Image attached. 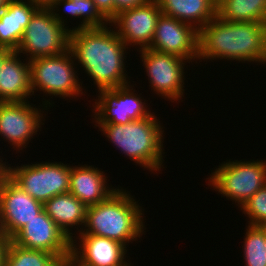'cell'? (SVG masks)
Wrapping results in <instances>:
<instances>
[{
  "label": "cell",
  "mask_w": 266,
  "mask_h": 266,
  "mask_svg": "<svg viewBox=\"0 0 266 266\" xmlns=\"http://www.w3.org/2000/svg\"><path fill=\"white\" fill-rule=\"evenodd\" d=\"M63 266H74L70 261L65 263Z\"/></svg>",
  "instance_id": "33"
},
{
  "label": "cell",
  "mask_w": 266,
  "mask_h": 266,
  "mask_svg": "<svg viewBox=\"0 0 266 266\" xmlns=\"http://www.w3.org/2000/svg\"><path fill=\"white\" fill-rule=\"evenodd\" d=\"M39 3H41L42 5H47L51 0H35Z\"/></svg>",
  "instance_id": "32"
},
{
  "label": "cell",
  "mask_w": 266,
  "mask_h": 266,
  "mask_svg": "<svg viewBox=\"0 0 266 266\" xmlns=\"http://www.w3.org/2000/svg\"><path fill=\"white\" fill-rule=\"evenodd\" d=\"M265 247H266V226H265Z\"/></svg>",
  "instance_id": "35"
},
{
  "label": "cell",
  "mask_w": 266,
  "mask_h": 266,
  "mask_svg": "<svg viewBox=\"0 0 266 266\" xmlns=\"http://www.w3.org/2000/svg\"><path fill=\"white\" fill-rule=\"evenodd\" d=\"M22 60L16 51L3 60L0 67V102L28 101L27 98L33 95L29 61L24 59V63Z\"/></svg>",
  "instance_id": "19"
},
{
  "label": "cell",
  "mask_w": 266,
  "mask_h": 266,
  "mask_svg": "<svg viewBox=\"0 0 266 266\" xmlns=\"http://www.w3.org/2000/svg\"><path fill=\"white\" fill-rule=\"evenodd\" d=\"M95 126L131 161L152 173L161 171L164 166V127L153 112L149 117L124 125L108 123Z\"/></svg>",
  "instance_id": "4"
},
{
  "label": "cell",
  "mask_w": 266,
  "mask_h": 266,
  "mask_svg": "<svg viewBox=\"0 0 266 266\" xmlns=\"http://www.w3.org/2000/svg\"><path fill=\"white\" fill-rule=\"evenodd\" d=\"M7 163V165H6ZM3 171L26 193L44 204L52 197L69 192L71 166L62 162H40L10 166Z\"/></svg>",
  "instance_id": "7"
},
{
  "label": "cell",
  "mask_w": 266,
  "mask_h": 266,
  "mask_svg": "<svg viewBox=\"0 0 266 266\" xmlns=\"http://www.w3.org/2000/svg\"><path fill=\"white\" fill-rule=\"evenodd\" d=\"M41 6L35 0H8L0 12V47L16 51L27 24Z\"/></svg>",
  "instance_id": "17"
},
{
  "label": "cell",
  "mask_w": 266,
  "mask_h": 266,
  "mask_svg": "<svg viewBox=\"0 0 266 266\" xmlns=\"http://www.w3.org/2000/svg\"><path fill=\"white\" fill-rule=\"evenodd\" d=\"M198 38L199 31L193 26L161 13L149 48L192 63L198 60Z\"/></svg>",
  "instance_id": "15"
},
{
  "label": "cell",
  "mask_w": 266,
  "mask_h": 266,
  "mask_svg": "<svg viewBox=\"0 0 266 266\" xmlns=\"http://www.w3.org/2000/svg\"><path fill=\"white\" fill-rule=\"evenodd\" d=\"M78 235L72 240L70 262L74 266H131L125 259L127 247L118 241L91 234Z\"/></svg>",
  "instance_id": "16"
},
{
  "label": "cell",
  "mask_w": 266,
  "mask_h": 266,
  "mask_svg": "<svg viewBox=\"0 0 266 266\" xmlns=\"http://www.w3.org/2000/svg\"><path fill=\"white\" fill-rule=\"evenodd\" d=\"M128 83L123 86L98 90L92 112L96 124H126L149 117L152 113L146 100ZM142 98V99H141ZM144 100V102H143Z\"/></svg>",
  "instance_id": "9"
},
{
  "label": "cell",
  "mask_w": 266,
  "mask_h": 266,
  "mask_svg": "<svg viewBox=\"0 0 266 266\" xmlns=\"http://www.w3.org/2000/svg\"><path fill=\"white\" fill-rule=\"evenodd\" d=\"M139 52L143 66L146 68L151 90L171 102L181 100L185 93L183 89L185 87L184 68L189 61L177 55L150 48L139 50Z\"/></svg>",
  "instance_id": "10"
},
{
  "label": "cell",
  "mask_w": 266,
  "mask_h": 266,
  "mask_svg": "<svg viewBox=\"0 0 266 266\" xmlns=\"http://www.w3.org/2000/svg\"><path fill=\"white\" fill-rule=\"evenodd\" d=\"M244 238L245 266H266L265 226H246Z\"/></svg>",
  "instance_id": "25"
},
{
  "label": "cell",
  "mask_w": 266,
  "mask_h": 266,
  "mask_svg": "<svg viewBox=\"0 0 266 266\" xmlns=\"http://www.w3.org/2000/svg\"><path fill=\"white\" fill-rule=\"evenodd\" d=\"M12 51H10L9 49L0 47V67L1 64L3 62V60L11 53Z\"/></svg>",
  "instance_id": "30"
},
{
  "label": "cell",
  "mask_w": 266,
  "mask_h": 266,
  "mask_svg": "<svg viewBox=\"0 0 266 266\" xmlns=\"http://www.w3.org/2000/svg\"><path fill=\"white\" fill-rule=\"evenodd\" d=\"M149 0H114L115 16L123 10L139 7L146 4Z\"/></svg>",
  "instance_id": "28"
},
{
  "label": "cell",
  "mask_w": 266,
  "mask_h": 266,
  "mask_svg": "<svg viewBox=\"0 0 266 266\" xmlns=\"http://www.w3.org/2000/svg\"><path fill=\"white\" fill-rule=\"evenodd\" d=\"M161 13L157 1L149 0L142 6L120 11L109 26H115L113 28L127 47L137 45L142 50L150 47Z\"/></svg>",
  "instance_id": "14"
},
{
  "label": "cell",
  "mask_w": 266,
  "mask_h": 266,
  "mask_svg": "<svg viewBox=\"0 0 266 266\" xmlns=\"http://www.w3.org/2000/svg\"><path fill=\"white\" fill-rule=\"evenodd\" d=\"M234 161L222 162L206 179L213 190L235 201L241 208L266 185V161Z\"/></svg>",
  "instance_id": "6"
},
{
  "label": "cell",
  "mask_w": 266,
  "mask_h": 266,
  "mask_svg": "<svg viewBox=\"0 0 266 266\" xmlns=\"http://www.w3.org/2000/svg\"><path fill=\"white\" fill-rule=\"evenodd\" d=\"M65 263L52 253L27 249L11 241L7 247L4 266H63Z\"/></svg>",
  "instance_id": "24"
},
{
  "label": "cell",
  "mask_w": 266,
  "mask_h": 266,
  "mask_svg": "<svg viewBox=\"0 0 266 266\" xmlns=\"http://www.w3.org/2000/svg\"><path fill=\"white\" fill-rule=\"evenodd\" d=\"M75 61L70 49L56 56L30 60L33 95L36 91H42L45 95L63 97V99L82 96L84 88L77 76L79 74L74 69L76 68Z\"/></svg>",
  "instance_id": "5"
},
{
  "label": "cell",
  "mask_w": 266,
  "mask_h": 266,
  "mask_svg": "<svg viewBox=\"0 0 266 266\" xmlns=\"http://www.w3.org/2000/svg\"><path fill=\"white\" fill-rule=\"evenodd\" d=\"M43 209L72 240L74 239L73 235H76L72 233V228L76 229L77 226L78 232L82 231L85 224L87 206L70 192L56 195L47 200L43 204ZM80 225H82L81 228Z\"/></svg>",
  "instance_id": "20"
},
{
  "label": "cell",
  "mask_w": 266,
  "mask_h": 266,
  "mask_svg": "<svg viewBox=\"0 0 266 266\" xmlns=\"http://www.w3.org/2000/svg\"><path fill=\"white\" fill-rule=\"evenodd\" d=\"M8 0H0V12L6 7Z\"/></svg>",
  "instance_id": "31"
},
{
  "label": "cell",
  "mask_w": 266,
  "mask_h": 266,
  "mask_svg": "<svg viewBox=\"0 0 266 266\" xmlns=\"http://www.w3.org/2000/svg\"><path fill=\"white\" fill-rule=\"evenodd\" d=\"M110 28L104 26L70 31L69 49L80 67L97 85V90L130 83L125 70L128 47L116 30Z\"/></svg>",
  "instance_id": "1"
},
{
  "label": "cell",
  "mask_w": 266,
  "mask_h": 266,
  "mask_svg": "<svg viewBox=\"0 0 266 266\" xmlns=\"http://www.w3.org/2000/svg\"><path fill=\"white\" fill-rule=\"evenodd\" d=\"M99 12L110 22L115 17L114 0H92Z\"/></svg>",
  "instance_id": "27"
},
{
  "label": "cell",
  "mask_w": 266,
  "mask_h": 266,
  "mask_svg": "<svg viewBox=\"0 0 266 266\" xmlns=\"http://www.w3.org/2000/svg\"><path fill=\"white\" fill-rule=\"evenodd\" d=\"M10 241L23 248L52 253L64 263L71 260L72 239L47 215L44 209L27 222Z\"/></svg>",
  "instance_id": "12"
},
{
  "label": "cell",
  "mask_w": 266,
  "mask_h": 266,
  "mask_svg": "<svg viewBox=\"0 0 266 266\" xmlns=\"http://www.w3.org/2000/svg\"><path fill=\"white\" fill-rule=\"evenodd\" d=\"M105 175L92 165H71L69 192L87 207L96 205L117 190L109 187Z\"/></svg>",
  "instance_id": "18"
},
{
  "label": "cell",
  "mask_w": 266,
  "mask_h": 266,
  "mask_svg": "<svg viewBox=\"0 0 266 266\" xmlns=\"http://www.w3.org/2000/svg\"><path fill=\"white\" fill-rule=\"evenodd\" d=\"M29 102H0V136L18 152L28 146L46 120L44 111Z\"/></svg>",
  "instance_id": "13"
},
{
  "label": "cell",
  "mask_w": 266,
  "mask_h": 266,
  "mask_svg": "<svg viewBox=\"0 0 266 266\" xmlns=\"http://www.w3.org/2000/svg\"><path fill=\"white\" fill-rule=\"evenodd\" d=\"M52 12L53 17L61 23L66 25L67 21L60 15V11L63 9L64 14H70L72 18L82 17V24L80 23L71 30L84 29V28H99L109 25L110 23L96 8L95 3L92 0H51L46 5ZM61 6V8H60ZM63 6V7H62ZM60 9V10H59ZM59 11V12H58ZM58 12V13H57ZM65 21V22H64Z\"/></svg>",
  "instance_id": "22"
},
{
  "label": "cell",
  "mask_w": 266,
  "mask_h": 266,
  "mask_svg": "<svg viewBox=\"0 0 266 266\" xmlns=\"http://www.w3.org/2000/svg\"><path fill=\"white\" fill-rule=\"evenodd\" d=\"M198 60L266 61V24L229 22L215 16L199 30ZM202 59V60H201Z\"/></svg>",
  "instance_id": "2"
},
{
  "label": "cell",
  "mask_w": 266,
  "mask_h": 266,
  "mask_svg": "<svg viewBox=\"0 0 266 266\" xmlns=\"http://www.w3.org/2000/svg\"><path fill=\"white\" fill-rule=\"evenodd\" d=\"M240 209L250 219L248 225L266 226V185L259 189Z\"/></svg>",
  "instance_id": "26"
},
{
  "label": "cell",
  "mask_w": 266,
  "mask_h": 266,
  "mask_svg": "<svg viewBox=\"0 0 266 266\" xmlns=\"http://www.w3.org/2000/svg\"><path fill=\"white\" fill-rule=\"evenodd\" d=\"M5 162H3L2 158H0V166L3 168Z\"/></svg>",
  "instance_id": "34"
},
{
  "label": "cell",
  "mask_w": 266,
  "mask_h": 266,
  "mask_svg": "<svg viewBox=\"0 0 266 266\" xmlns=\"http://www.w3.org/2000/svg\"><path fill=\"white\" fill-rule=\"evenodd\" d=\"M10 239L0 233V266H4L7 247Z\"/></svg>",
  "instance_id": "29"
},
{
  "label": "cell",
  "mask_w": 266,
  "mask_h": 266,
  "mask_svg": "<svg viewBox=\"0 0 266 266\" xmlns=\"http://www.w3.org/2000/svg\"><path fill=\"white\" fill-rule=\"evenodd\" d=\"M70 31L71 28L59 23L51 10L42 5L27 24L16 52L20 56L27 54L28 61L62 54L69 50Z\"/></svg>",
  "instance_id": "8"
},
{
  "label": "cell",
  "mask_w": 266,
  "mask_h": 266,
  "mask_svg": "<svg viewBox=\"0 0 266 266\" xmlns=\"http://www.w3.org/2000/svg\"><path fill=\"white\" fill-rule=\"evenodd\" d=\"M141 207L129 191L118 187L107 199L87 207L85 227L79 234L105 237L126 247L146 232Z\"/></svg>",
  "instance_id": "3"
},
{
  "label": "cell",
  "mask_w": 266,
  "mask_h": 266,
  "mask_svg": "<svg viewBox=\"0 0 266 266\" xmlns=\"http://www.w3.org/2000/svg\"><path fill=\"white\" fill-rule=\"evenodd\" d=\"M163 14L198 31L216 16L217 0H156Z\"/></svg>",
  "instance_id": "21"
},
{
  "label": "cell",
  "mask_w": 266,
  "mask_h": 266,
  "mask_svg": "<svg viewBox=\"0 0 266 266\" xmlns=\"http://www.w3.org/2000/svg\"><path fill=\"white\" fill-rule=\"evenodd\" d=\"M43 210V204L0 172V233L11 239Z\"/></svg>",
  "instance_id": "11"
},
{
  "label": "cell",
  "mask_w": 266,
  "mask_h": 266,
  "mask_svg": "<svg viewBox=\"0 0 266 266\" xmlns=\"http://www.w3.org/2000/svg\"><path fill=\"white\" fill-rule=\"evenodd\" d=\"M216 16L229 22L266 24V0H217Z\"/></svg>",
  "instance_id": "23"
}]
</instances>
